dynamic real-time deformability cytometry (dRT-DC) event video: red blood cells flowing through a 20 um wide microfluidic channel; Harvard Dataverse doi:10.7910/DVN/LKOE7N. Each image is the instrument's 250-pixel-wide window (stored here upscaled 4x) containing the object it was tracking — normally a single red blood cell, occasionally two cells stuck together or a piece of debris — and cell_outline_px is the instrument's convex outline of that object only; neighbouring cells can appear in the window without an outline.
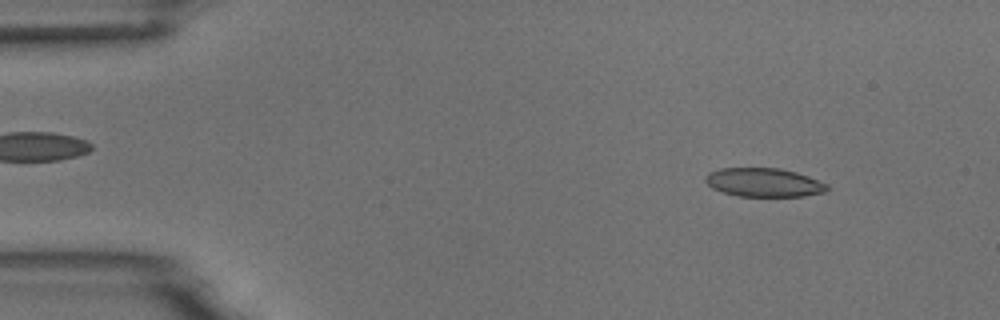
{"species": "common noctule bat (a hibernating species)", "species_latin": "Nyctalus noctula", "temperature_condition": "room temperature", "stored_images_in_passage": 5, "segment_of_instrument_passage": [2, 2], "camera_frame_rate_fps": 3000, "um_per_image_px": 0.085, "animal": {"sex": "male", "body_mass_g": 18.8}, "frame": {"image": 1, "passage_image": 5, "time_ms": 5.667, "image_size_px": [1000, 320], "cell_outline_px": [[828, 188], [824, 192], [804, 196], [736, 196], [712, 188], [704, 180], [708, 172], [720, 168], [780, 168], [796, 172], [808, 176], [828, 184]], "centroid_in_image_um": [64.92, 15.5], "position_along_channel_um": 20.1, "area_um2": 20.35}}